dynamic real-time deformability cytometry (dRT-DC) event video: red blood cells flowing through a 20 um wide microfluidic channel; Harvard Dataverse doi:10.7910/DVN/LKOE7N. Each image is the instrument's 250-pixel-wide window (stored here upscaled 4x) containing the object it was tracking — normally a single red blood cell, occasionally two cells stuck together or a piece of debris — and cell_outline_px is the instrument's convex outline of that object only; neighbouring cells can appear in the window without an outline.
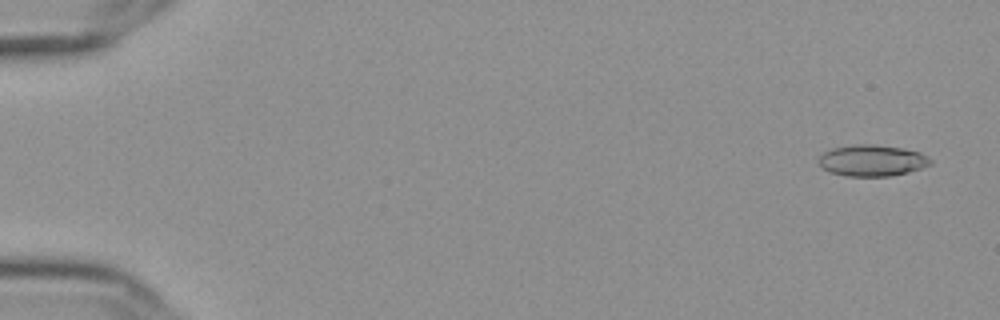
{"species": "Egyptian fruit bat (a non-hibernating species)", "species_latin": "Rousettus aegyptiacus", "temperature_condition": "cold", "stored_images_in_passage": 55, "camera_frame_rate_fps": 3000, "um_per_image_px": 0.085, "frame": {"image": 1, "passage_image": 1, "time_ms": 0.0, "image_size_px": [1000, 320], "cell_outline_px": [[932, 164], [908, 172], [888, 176], [848, 176], [832, 172], [824, 168], [816, 160], [824, 152], [832, 148], [852, 144], [876, 144], [900, 148], [920, 152], [932, 160]], "centroid_in_image_um": [74.12, 13.63], "position_along_channel_um": 10.9, "area_um2": 20.29}}
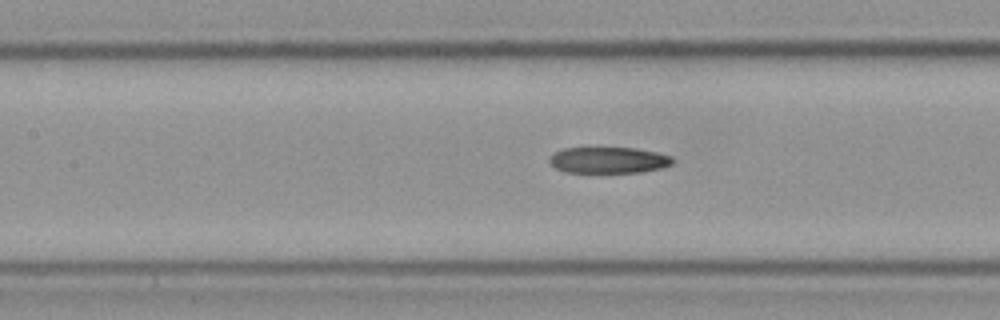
{"frame": {"image": 2, "passage_image": 25, "time_ms": 8.0, "image_size_px": [1000, 320], "cell_outline_px": [[676, 160], [672, 164], [660, 168], [640, 172], [564, 172], [556, 168], [548, 160], [556, 152], [564, 148], [588, 144], [636, 148], [656, 152], [672, 156]], "centroid_in_image_um": [51.71, 13.55], "position_along_channel_um": 155.7, "area_um2": 19.71}}
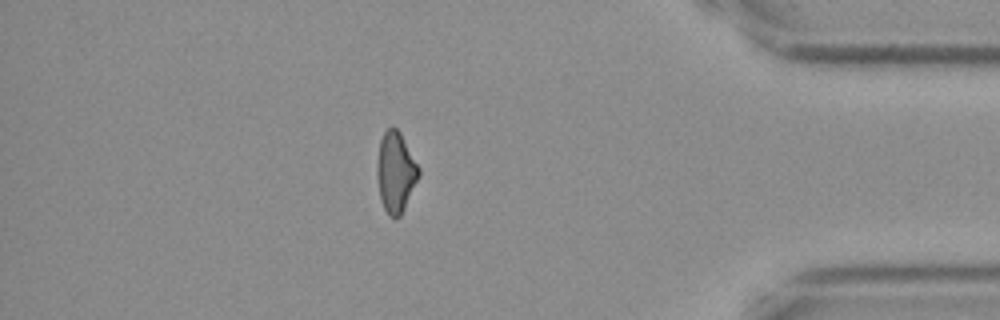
{"frame": {"image": 3, "passage_image": 48, "time_ms": 15.667, "image_size_px": [1000, 320], "cell_outline_px": [[420, 176], [400, 216], [396, 220], [388, 216], [380, 200], [376, 176], [376, 164], [380, 140], [384, 132], [392, 124], [400, 132], [420, 168]], "centroid_in_image_um": [33.61, 14.64], "position_along_channel_um": 401.6, "area_um2": 19.88}, "authors_computed_cell_mechanics": {"area_um2": 19.941, "velocity_mm_per_s": 3.634, "shape_relaxation_time_tau1_ms": null, "shape_relaxation_time_tau2_ms": 2.1892, "deformation_change_tau1": null, "deformation_change_tau2": 0.1086}}